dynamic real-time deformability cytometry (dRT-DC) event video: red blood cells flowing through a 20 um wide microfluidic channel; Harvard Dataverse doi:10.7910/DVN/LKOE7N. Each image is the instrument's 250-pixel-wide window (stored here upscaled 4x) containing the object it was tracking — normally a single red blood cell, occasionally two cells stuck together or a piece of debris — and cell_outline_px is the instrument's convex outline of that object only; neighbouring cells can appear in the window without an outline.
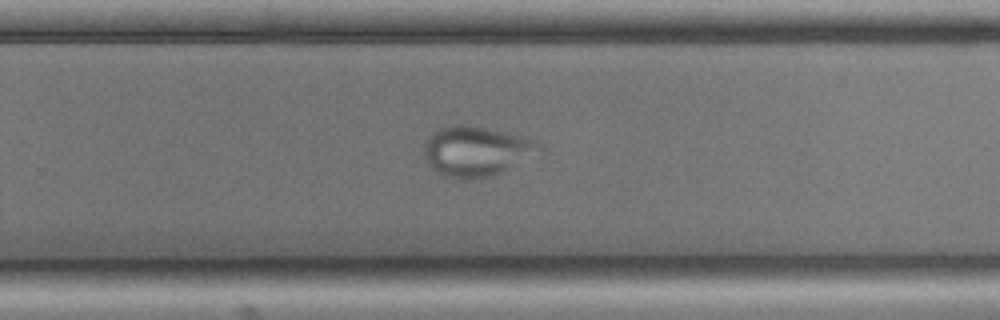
{"species": "common noctule bat (a hibernating species)", "species_latin": "Nyctalus noctula", "temperature_condition": "cold", "stored_images_in_passage": 56, "camera_frame_rate_fps": 3000, "um_per_image_px": 0.085, "animal": {"sex": "male", "body_mass_g": 17.9, "forearm_length_mm": 54.2}, "frame": {"image": 1, "passage_image": 35, "time_ms": 11.333, "image_size_px": [1000, 320], "cell_outline_px": [[544, 152], [492, 176], [468, 180], [444, 176], [432, 168], [424, 156], [424, 144], [436, 132], [444, 128], [460, 124], [464, 124], [484, 128], [540, 140], [544, 148]], "centroid_in_image_um": [40.58, 12.88], "position_along_channel_um": 289.2, "area_um2": 33.41}}
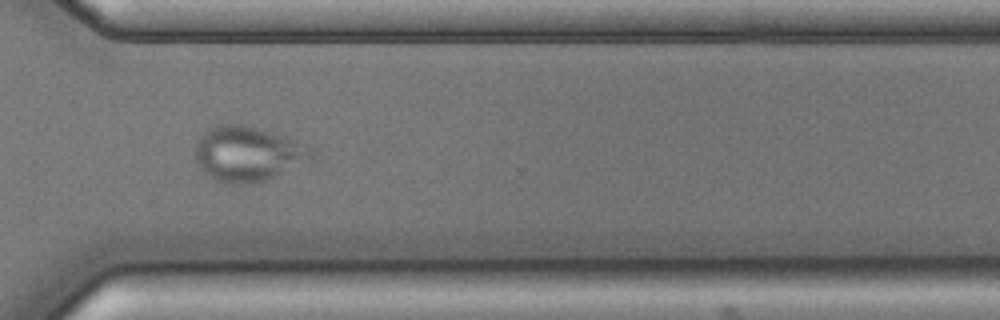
{"frame": {"image": 2, "passage_image": 40, "time_ms": 13.0, "image_size_px": [1000, 320], "cell_outline_px": [[316, 156], [276, 176], [264, 180], [244, 184], [232, 184], [216, 180], [208, 176], [200, 168], [192, 152], [200, 136], [208, 128], [220, 124], [244, 124], [288, 136], [316, 152]], "centroid_in_image_um": [21.02, 13.05], "position_along_channel_um": 349.6, "area_um2": 37.34}}
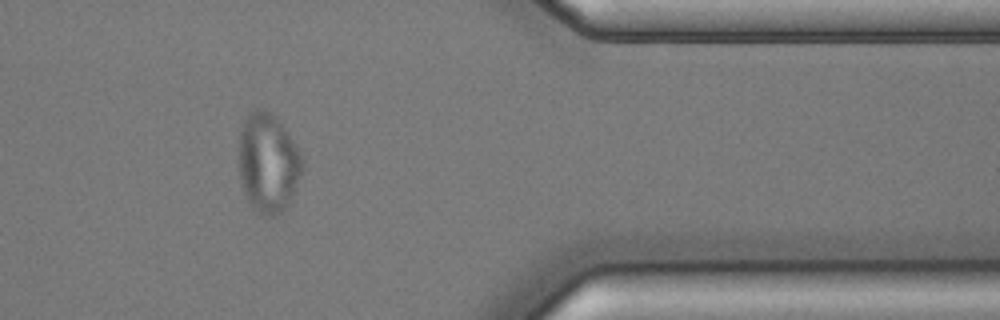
{"frame": {"image": 3, "passage_image": 45, "time_ms": 14.667, "image_size_px": [1000, 320], "cell_outline_px": [[304, 168], [292, 196], [288, 204], [276, 216], [260, 216], [248, 200], [244, 192], [240, 180], [240, 132], [244, 120], [252, 108], [264, 108], [272, 112], [280, 120], [288, 132], [300, 152], [304, 160]], "centroid_in_image_um": [22.81, 13.81], "position_along_channel_um": 388.6, "area_um2": 37.05}}